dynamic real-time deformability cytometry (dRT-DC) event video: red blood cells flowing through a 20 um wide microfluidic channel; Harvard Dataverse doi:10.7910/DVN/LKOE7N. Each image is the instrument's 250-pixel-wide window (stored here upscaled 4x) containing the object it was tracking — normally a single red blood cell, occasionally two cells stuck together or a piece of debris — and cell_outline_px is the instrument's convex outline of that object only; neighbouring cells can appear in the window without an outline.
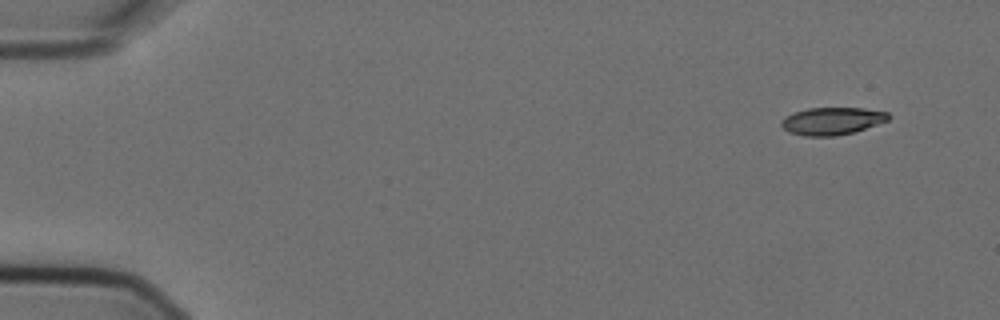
{"species": "Egyptian fruit bat (a non-hibernating species)", "species_latin": "Rousettus aegyptiacus", "temperature_condition": "cold", "stored_images_in_passage": 4, "camera_frame_rate_fps": 3000, "um_per_image_px": 0.085, "animal": {"sex": "female"}, "frame": {"image": 1, "passage_image": 1, "time_ms": 0.0, "image_size_px": [1000, 320], "cell_outline_px": [[892, 116], [888, 120], [856, 132], [836, 136], [804, 136], [788, 132], [780, 124], [780, 120], [784, 116], [792, 112], [808, 108], [864, 108], [888, 112]], "centroid_in_image_um": [70.71, 10.28], "position_along_channel_um": 14.3, "area_um2": 17.46}}